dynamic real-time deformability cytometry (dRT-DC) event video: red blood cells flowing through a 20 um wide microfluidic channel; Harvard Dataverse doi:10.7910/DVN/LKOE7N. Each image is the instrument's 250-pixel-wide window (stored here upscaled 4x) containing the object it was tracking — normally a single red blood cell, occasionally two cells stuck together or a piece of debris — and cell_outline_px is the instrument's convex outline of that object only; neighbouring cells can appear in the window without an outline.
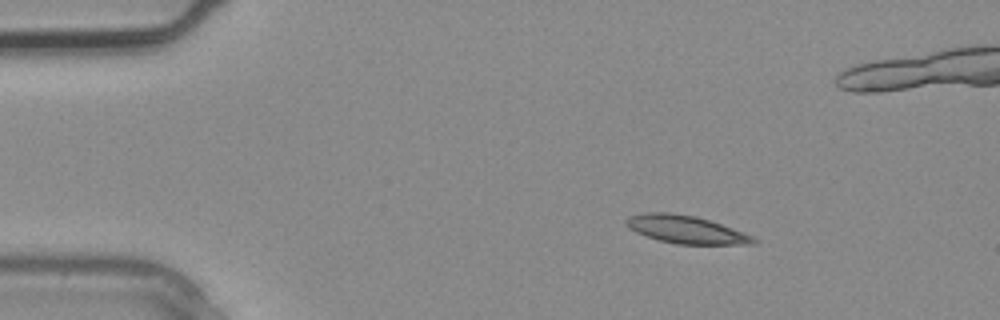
{"species": "common noctule bat (a hibernating species)", "species_latin": "Nyctalus noctula", "temperature_condition": "warm", "stored_images_in_passage": 4, "camera_frame_rate_fps": 3000, "um_per_image_px": 0.085, "animal": {"sex": "male", "body_mass_g": 20.4}, "frame": {"image": 1, "passage_image": 2, "time_ms": 0.333, "image_size_px": [1000, 320], "cell_outline_px": [[760, 240], [756, 244], [676, 244], [660, 240], [636, 232], [628, 228], [624, 224], [624, 220], [628, 216], [644, 212], [668, 212], [696, 216], [744, 232]], "centroid_in_image_um": [58.29, 19.5], "position_along_channel_um": 26.7, "area_um2": 20.69}}